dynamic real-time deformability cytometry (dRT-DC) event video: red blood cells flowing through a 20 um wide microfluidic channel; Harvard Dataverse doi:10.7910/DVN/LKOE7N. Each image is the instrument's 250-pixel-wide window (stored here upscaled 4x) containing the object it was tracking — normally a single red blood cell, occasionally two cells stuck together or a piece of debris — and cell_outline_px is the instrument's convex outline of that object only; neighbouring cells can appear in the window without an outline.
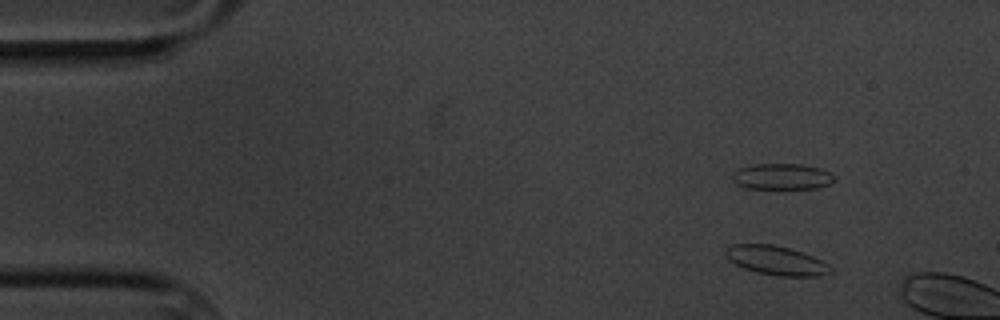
{"species": "common noctule bat (a hibernating species)", "species_latin": "Nyctalus noctula", "temperature_condition": "cold", "stored_images_in_passage": 5, "camera_frame_rate_fps": 3000, "um_per_image_px": 0.085, "animal": {"sex": "male", "body_mass_g": 20.1, "forearm_length_mm": 53.5}, "frame": {"image": 1, "passage_image": 2, "time_ms": 1.333, "image_size_px": [1000, 320], "cell_outline_px": [[832, 272], [820, 276], [780, 276], [756, 272], [744, 268], [728, 260], [724, 252], [724, 248], [732, 244], [772, 244], [788, 248], [812, 256], [828, 264], [832, 268]], "centroid_in_image_um": [65.94, 22.14], "position_along_channel_um": 19.1, "area_um2": 17.74}}